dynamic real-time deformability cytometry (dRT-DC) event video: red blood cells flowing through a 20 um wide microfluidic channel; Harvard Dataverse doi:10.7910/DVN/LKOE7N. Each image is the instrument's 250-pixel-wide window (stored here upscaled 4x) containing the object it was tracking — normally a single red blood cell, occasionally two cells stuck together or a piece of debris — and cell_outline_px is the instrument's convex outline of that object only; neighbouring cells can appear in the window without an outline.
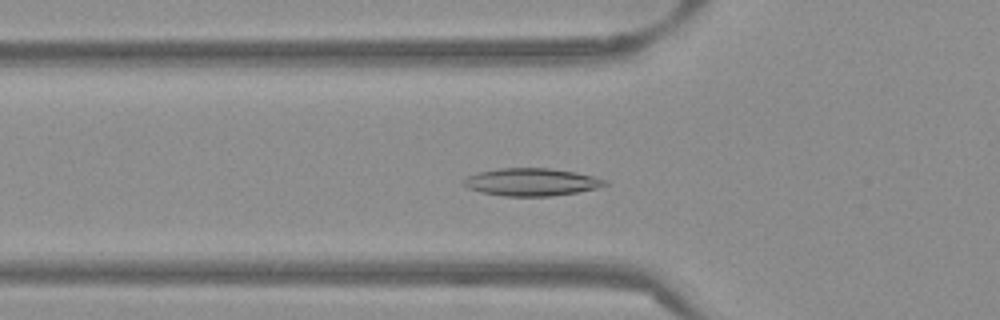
{"species": "Egyptian fruit bat (a non-hibernating species)", "species_latin": "Rousettus aegyptiacus", "temperature_condition": "warm", "stored_images_in_passage": 40, "camera_frame_rate_fps": 3000, "um_per_image_px": 0.085, "frame": {"image": 1, "passage_image": 5, "time_ms": 1.333, "image_size_px": [1000, 320], "cell_outline_px": [[608, 184], [596, 188], [576, 192], [552, 196], [504, 196], [480, 192], [468, 188], [464, 184], [464, 180], [468, 176], [476, 172], [500, 168], [548, 168], [576, 172], [608, 180]], "centroid_in_image_um": [45.17, 15.47], "position_along_channel_um": 80.6, "area_um2": 22.66}}
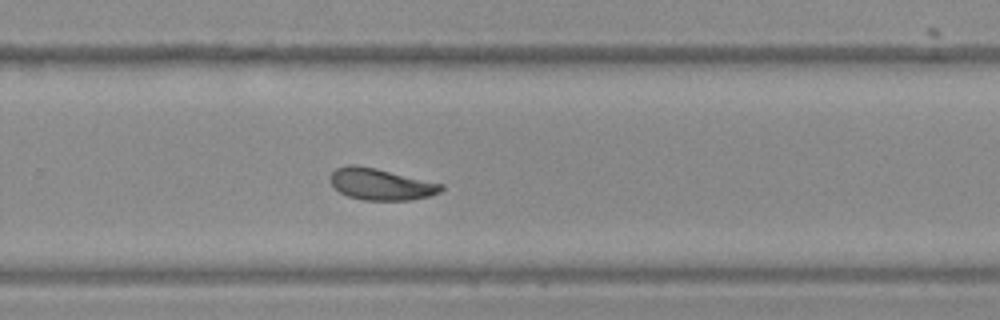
{"frame": {"image": 2, "passage_image": 22, "time_ms": 7.0, "image_size_px": [1000, 320], "cell_outline_px": [[444, 188], [440, 192], [428, 196], [412, 200], [364, 200], [348, 196], [340, 192], [328, 180], [332, 172], [336, 168], [348, 164], [356, 164], [376, 168], [444, 184]], "centroid_in_image_um": [32.36, 15.65], "position_along_channel_um": 297.4, "area_um2": 20.46}}
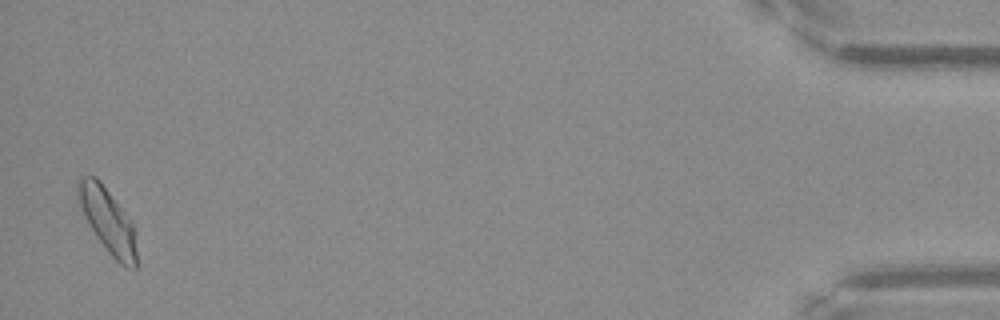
{"frame": {"image": 3, "passage_image": 39, "time_ms": 12.667, "image_size_px": [1000, 320], "cell_outline_px": [[136, 268], [128, 268], [120, 264], [108, 252], [96, 236], [88, 224], [76, 200], [76, 180], [80, 176], [96, 176], [100, 180], [132, 224], [136, 232]], "centroid_in_image_um": [9.1, 18.72], "position_along_channel_um": 426.1, "area_um2": 22.14}, "authors_computed_cell_mechanics": {"area_um2": 20.4612, "velocity_mm_per_s": 3.819, "shape_relaxation_time_tau1_ms": null, "shape_relaxation_time_tau2_ms": 4.3622, "deformation_change_tau1": null, "deformation_change_tau2": 0.0792}}